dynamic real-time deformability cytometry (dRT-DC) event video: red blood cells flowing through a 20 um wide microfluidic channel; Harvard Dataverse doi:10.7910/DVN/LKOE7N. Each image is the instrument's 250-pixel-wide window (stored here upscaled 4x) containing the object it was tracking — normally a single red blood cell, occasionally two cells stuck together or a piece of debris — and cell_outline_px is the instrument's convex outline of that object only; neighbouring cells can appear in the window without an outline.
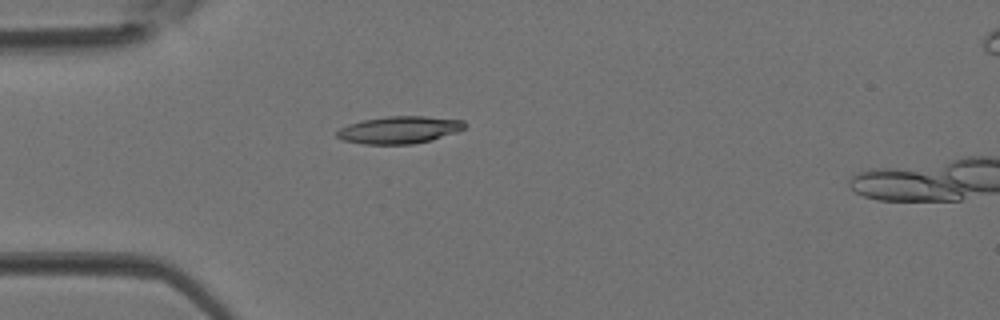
{"species": "Egyptian fruit bat (a non-hibernating species)", "species_latin": "Rousettus aegyptiacus", "temperature_condition": "room temperature", "stored_images_in_passage": 5, "camera_frame_rate_fps": 3000, "um_per_image_px": 0.085, "animal": {"sex": "female"}, "frame": {"image": 1, "passage_image": 4, "time_ms": 1.0, "image_size_px": [1000, 320], "cell_outline_px": [[464, 128], [456, 132], [432, 140], [412, 144], [364, 144], [344, 140], [336, 136], [336, 132], [340, 128], [348, 124], [364, 120], [388, 116], [424, 116], [464, 120]], "centroid_in_image_um": [33.94, 11.04], "position_along_channel_um": 51.1, "area_um2": 20.17}}